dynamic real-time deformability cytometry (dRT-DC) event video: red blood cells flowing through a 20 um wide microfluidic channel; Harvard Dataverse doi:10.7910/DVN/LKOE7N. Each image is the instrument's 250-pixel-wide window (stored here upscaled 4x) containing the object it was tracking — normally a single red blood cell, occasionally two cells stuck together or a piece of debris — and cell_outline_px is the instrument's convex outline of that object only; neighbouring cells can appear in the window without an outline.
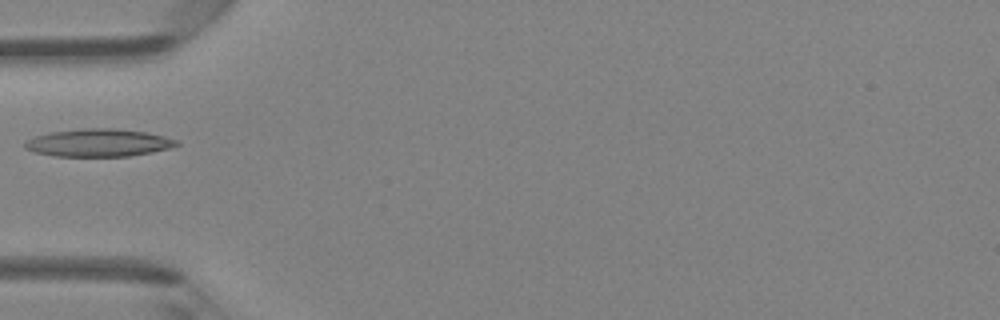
{"species": "Egyptian fruit bat (a non-hibernating species)", "species_latin": "Rousettus aegyptiacus", "temperature_condition": "room temperature", "stored_images_in_passage": 4, "camera_frame_rate_fps": 3000, "um_per_image_px": 0.085, "animal": {"sex": "female"}, "frame": {"image": 1, "passage_image": 4, "time_ms": 1.0, "image_size_px": [1000, 320], "cell_outline_px": [[180, 144], [168, 148], [152, 152], [128, 156], [52, 156], [36, 152], [24, 148], [24, 144], [28, 140], [36, 136], [52, 132], [80, 128], [112, 128], [144, 132], [164, 136], [180, 140]], "centroid_in_image_um": [8.39, 12.13], "position_along_channel_um": 76.6, "area_um2": 24.33}}